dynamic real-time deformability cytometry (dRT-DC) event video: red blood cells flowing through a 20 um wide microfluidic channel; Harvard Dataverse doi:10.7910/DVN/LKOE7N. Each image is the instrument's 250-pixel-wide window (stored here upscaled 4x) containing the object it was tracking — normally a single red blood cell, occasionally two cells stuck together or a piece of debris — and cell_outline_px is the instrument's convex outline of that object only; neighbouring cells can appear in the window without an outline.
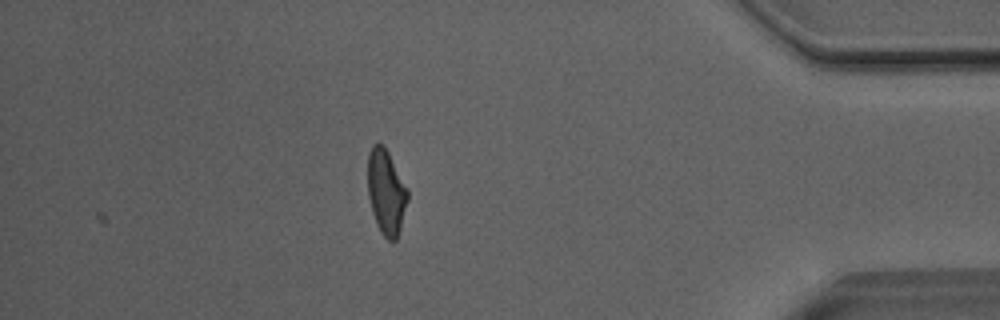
{"species": "Egyptian fruit bat (a non-hibernating species)", "species_latin": "Rousettus aegyptiacus", "temperature_condition": "room temperature", "stored_images_in_passage": 29, "camera_frame_rate_fps": 3000, "um_per_image_px": 0.085, "animal": {"sex": "male"}, "frame": {"image": 1, "passage_image": 29, "time_ms": 9.333, "image_size_px": [1000, 320], "cell_outline_px": [[408, 200], [400, 228], [396, 240], [388, 240], [380, 232], [376, 224], [372, 212], [368, 196], [368, 152], [372, 144], [384, 144], [408, 188]], "centroid_in_image_um": [32.82, 16.3], "position_along_channel_um": 402.4, "area_um2": 19.88}, "authors_computed_cell_mechanics": {"area_um2": 20.1144, "velocity_mm_per_s": 4.0828, "shape_relaxation_time_tau1_ms": 8.1142, "shape_relaxation_time_tau2_ms": 1.8203, "deformation_change_tau1": 0.2016, "deformation_change_tau2": 0.0938}}